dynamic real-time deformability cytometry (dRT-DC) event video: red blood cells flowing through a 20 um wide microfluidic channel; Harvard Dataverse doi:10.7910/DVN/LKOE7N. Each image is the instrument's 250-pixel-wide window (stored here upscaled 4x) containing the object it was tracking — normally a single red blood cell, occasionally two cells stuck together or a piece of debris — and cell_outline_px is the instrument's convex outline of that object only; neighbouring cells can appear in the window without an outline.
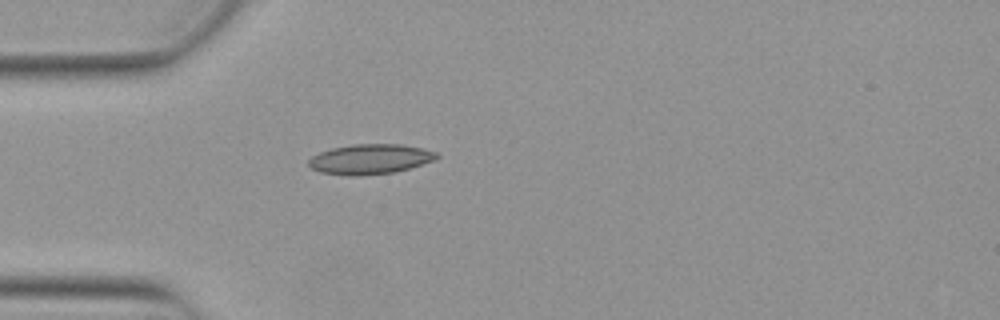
{"species": "Egyptian fruit bat (a non-hibernating species)", "species_latin": "Rousettus aegyptiacus", "temperature_condition": "warm", "stored_images_in_passage": 38, "camera_frame_rate_fps": 3000, "um_per_image_px": 0.085, "animal": {"sex": "female"}, "frame": {"image": 1, "passage_image": 1, "time_ms": 0.0, "image_size_px": [1000, 320], "cell_outline_px": [[440, 156], [432, 160], [396, 172], [352, 176], [348, 176], [320, 172], [312, 168], [308, 164], [308, 160], [312, 156], [320, 152], [332, 148], [352, 144], [400, 144], [424, 148], [436, 152]], "centroid_in_image_um": [31.43, 13.52], "position_along_channel_um": 53.6, "area_um2": 22.25}}
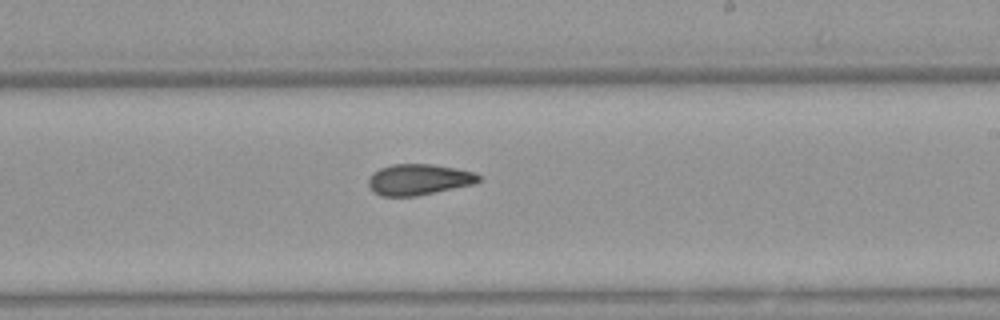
{"frame": {"image": 2, "passage_image": 17, "time_ms": 5.333, "image_size_px": [1000, 320], "cell_outline_px": [[480, 180], [476, 184], [416, 196], [380, 196], [372, 192], [368, 184], [368, 180], [372, 172], [380, 168], [392, 164], [432, 164], [456, 168], [476, 172], [480, 176]], "centroid_in_image_um": [35.59, 15.26], "position_along_channel_um": 253.4, "area_um2": 20.17}}
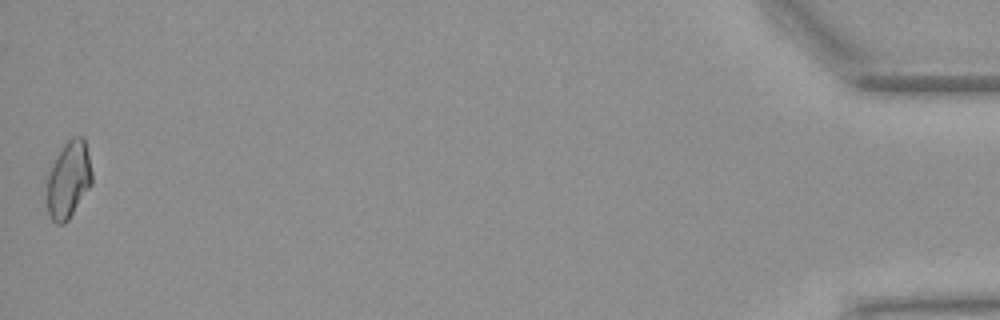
{"frame": {"image": 3, "passage_image": 38, "time_ms": 12.333, "image_size_px": [1000, 320], "cell_outline_px": [[92, 184], [68, 220], [64, 224], [56, 224], [48, 216], [48, 176], [52, 164], [56, 156], [64, 144], [72, 136], [84, 136], [92, 172]], "centroid_in_image_um": [5.84, 15.27], "position_along_channel_um": 429.4, "area_um2": 20.11}, "authors_computed_cell_mechanics": {"area_um2": 19.9988, "velocity_mm_per_s": 3.8924, "shape_relaxation_time_tau1_ms": null, "shape_relaxation_time_tau2_ms": 3.1995, "deformation_change_tau1": null, "deformation_change_tau2": 0.0824}}